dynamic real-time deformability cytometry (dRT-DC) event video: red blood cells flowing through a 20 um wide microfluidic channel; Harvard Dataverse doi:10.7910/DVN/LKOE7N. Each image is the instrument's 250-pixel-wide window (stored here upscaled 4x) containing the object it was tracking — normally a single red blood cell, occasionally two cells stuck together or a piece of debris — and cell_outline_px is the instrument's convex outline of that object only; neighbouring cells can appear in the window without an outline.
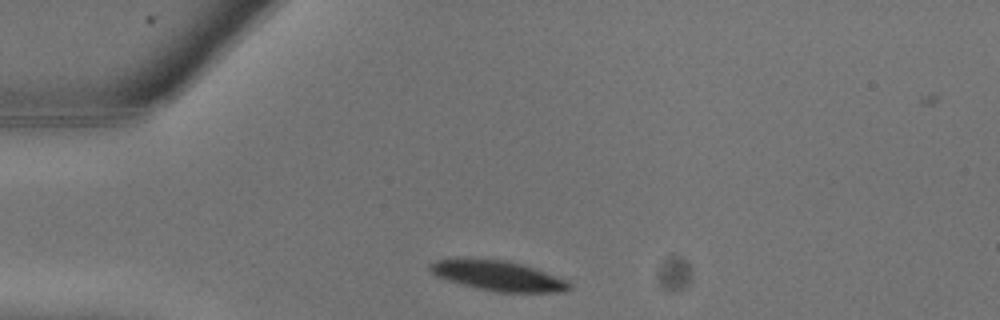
{"species": "common noctule bat (a hibernating species)", "species_latin": "Nyctalus noctula", "temperature_condition": "warm", "stored_images_in_passage": 4, "camera_frame_rate_fps": 3000, "um_per_image_px": 0.085, "animal": {"sex": "male", "body_mass_g": 13.3}, "frame": {"image": 1, "passage_image": 1, "time_ms": 0.0, "image_size_px": [1000, 320], "cell_outline_px": [[572, 288], [560, 292], [496, 292], [448, 280], [436, 276], [428, 268], [428, 264], [436, 260], [508, 260], [524, 264], [536, 268], [568, 280], [572, 284]], "centroid_in_image_um": [42.43, 23.45], "position_along_channel_um": 42.6, "area_um2": 23.93}}